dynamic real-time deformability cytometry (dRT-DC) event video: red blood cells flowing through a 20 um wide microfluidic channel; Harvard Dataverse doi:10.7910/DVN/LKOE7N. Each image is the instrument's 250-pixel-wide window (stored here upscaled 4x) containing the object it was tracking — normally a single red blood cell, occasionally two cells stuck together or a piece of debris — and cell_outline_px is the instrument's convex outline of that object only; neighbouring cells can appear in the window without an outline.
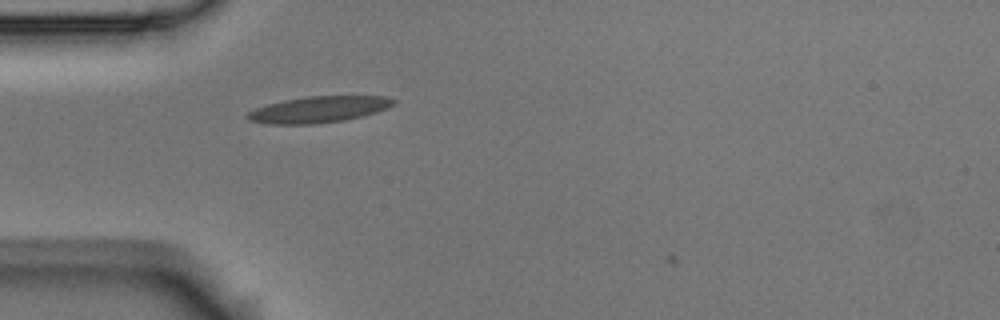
{"species": "Egyptian fruit bat (a non-hibernating species)", "species_latin": "Rousettus aegyptiacus", "temperature_condition": "room temperature", "stored_images_in_passage": 7, "camera_frame_rate_fps": 3000, "um_per_image_px": 0.085, "animal": {"sex": "male"}, "frame": {"image": 1, "passage_image": 6, "time_ms": 1.667, "image_size_px": [1000, 320], "cell_outline_px": [[396, 100], [388, 108], [364, 116], [344, 120], [312, 124], [268, 124], [248, 120], [244, 116], [248, 112], [256, 108], [268, 104], [284, 100], [308, 96], [388, 96]], "centroid_in_image_um": [27.08, 9.3], "position_along_channel_um": 57.9, "area_um2": 22.37}}